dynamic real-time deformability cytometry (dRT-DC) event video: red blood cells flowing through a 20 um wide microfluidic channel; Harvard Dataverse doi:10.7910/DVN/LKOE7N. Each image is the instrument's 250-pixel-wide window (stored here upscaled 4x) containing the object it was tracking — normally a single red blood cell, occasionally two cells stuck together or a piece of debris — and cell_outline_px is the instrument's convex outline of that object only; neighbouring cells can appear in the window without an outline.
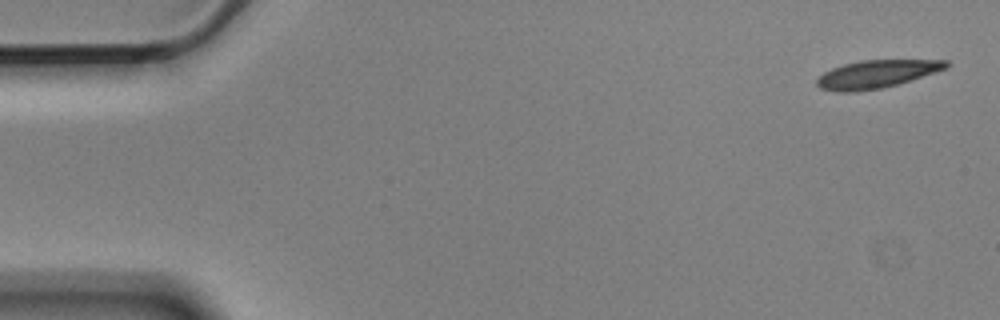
{"species": "Egyptian fruit bat (a non-hibernating species)", "species_latin": "Rousettus aegyptiacus", "temperature_condition": "cold", "stored_images_in_passage": 5, "camera_frame_rate_fps": 3000, "um_per_image_px": 0.085, "animal": {"sex": "male"}, "frame": {"image": 1, "passage_image": 1, "time_ms": 0.0, "image_size_px": [1000, 320], "cell_outline_px": [[952, 64], [948, 68], [936, 72], [896, 84], [880, 88], [856, 92], [840, 92], [820, 88], [816, 84], [816, 80], [824, 72], [832, 68], [844, 64], [860, 60], [948, 60]], "centroid_in_image_um": [74.52, 6.29], "position_along_channel_um": 10.5, "area_um2": 20.92}}
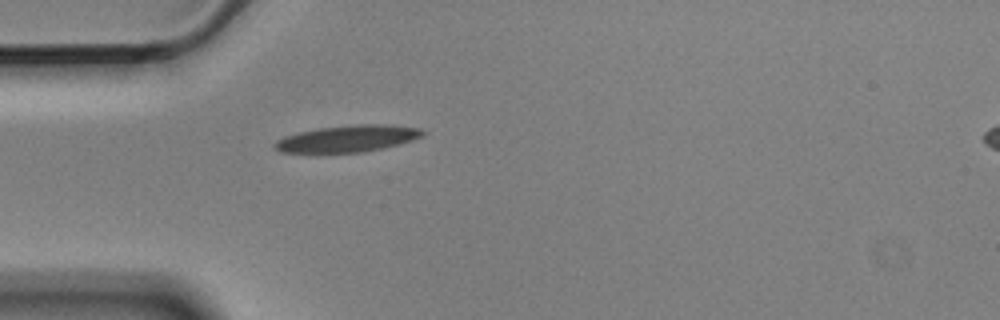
{"frame": {"image": 2, "passage_image": 5, "time_ms": 1.333, "image_size_px": [1000, 320], "cell_outline_px": [[424, 132], [420, 136], [412, 140], [400, 144], [360, 152], [316, 156], [280, 152], [272, 148], [272, 144], [276, 140], [284, 136], [300, 132], [320, 128], [356, 124], [392, 124], [420, 128]], "centroid_in_image_um": [29.4, 11.83], "position_along_channel_um": 55.6, "area_um2": 23.99}}